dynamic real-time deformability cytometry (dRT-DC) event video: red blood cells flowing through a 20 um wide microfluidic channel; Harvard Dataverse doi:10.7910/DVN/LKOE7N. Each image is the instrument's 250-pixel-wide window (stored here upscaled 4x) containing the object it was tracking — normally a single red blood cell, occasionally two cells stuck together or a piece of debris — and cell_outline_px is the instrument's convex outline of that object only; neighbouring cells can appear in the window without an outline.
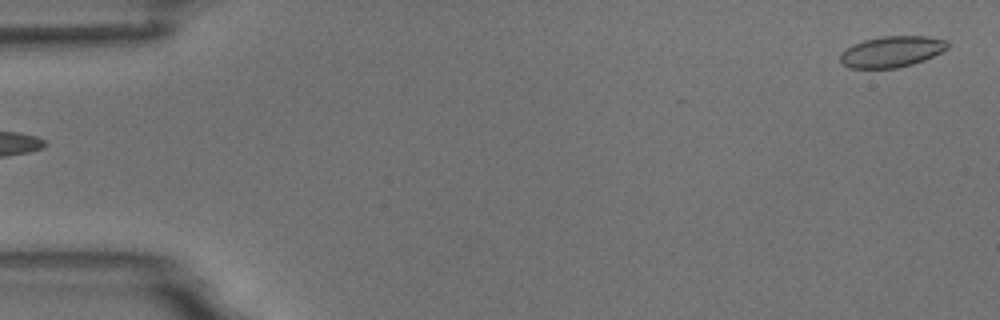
{"species": "common noctule bat (a hibernating species)", "species_latin": "Nyctalus noctula", "temperature_condition": "room temperature", "stored_images_in_passage": 3, "segment_of_instrument_passage": [2, 2], "camera_frame_rate_fps": 3000, "um_per_image_px": 0.085, "animal": {"sex": "male", "body_mass_g": 18.8}, "frame": {"image": 1, "passage_image": 3, "time_ms": 2.333, "image_size_px": [1000, 320], "cell_outline_px": [[948, 48], [924, 60], [912, 64], [896, 68], [848, 68], [840, 64], [840, 56], [852, 44], [864, 40], [884, 36], [928, 36], [948, 40]], "centroid_in_image_um": [75.79, 4.39], "position_along_channel_um": 9.2, "area_um2": 19.36}}